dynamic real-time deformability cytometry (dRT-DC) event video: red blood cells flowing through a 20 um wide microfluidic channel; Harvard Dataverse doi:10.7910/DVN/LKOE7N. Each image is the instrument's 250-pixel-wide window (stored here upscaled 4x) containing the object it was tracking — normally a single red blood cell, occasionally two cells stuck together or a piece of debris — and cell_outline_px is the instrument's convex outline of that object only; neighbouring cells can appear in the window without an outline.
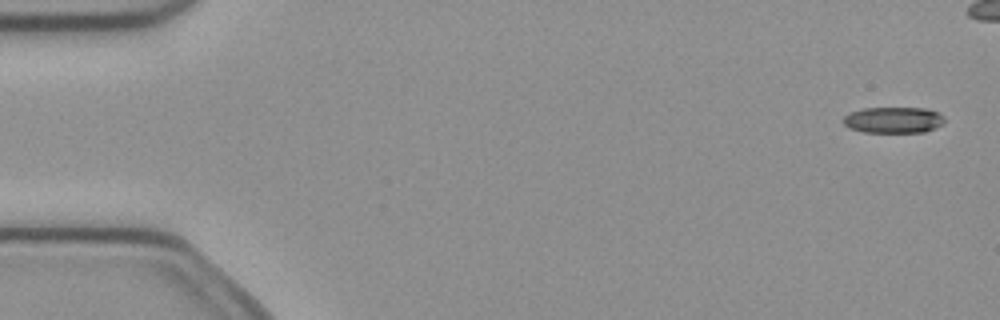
{"species": "common noctule bat (a hibernating species)", "species_latin": "Nyctalus noctula", "temperature_condition": "cold", "stored_images_in_passage": 5, "camera_frame_rate_fps": 3000, "um_per_image_px": 0.085, "animal": {"sex": "female", "body_mass_g": 21.9}, "frame": {"image": 1, "passage_image": 1, "time_ms": 0.0, "image_size_px": [1000, 320], "cell_outline_px": [[944, 124], [936, 128], [924, 132], [864, 132], [848, 128], [844, 124], [844, 116], [848, 112], [864, 108], [924, 108], [940, 112], [944, 116]], "centroid_in_image_um": [75.96, 10.19], "position_along_channel_um": 9.0, "area_um2": 15.61}}